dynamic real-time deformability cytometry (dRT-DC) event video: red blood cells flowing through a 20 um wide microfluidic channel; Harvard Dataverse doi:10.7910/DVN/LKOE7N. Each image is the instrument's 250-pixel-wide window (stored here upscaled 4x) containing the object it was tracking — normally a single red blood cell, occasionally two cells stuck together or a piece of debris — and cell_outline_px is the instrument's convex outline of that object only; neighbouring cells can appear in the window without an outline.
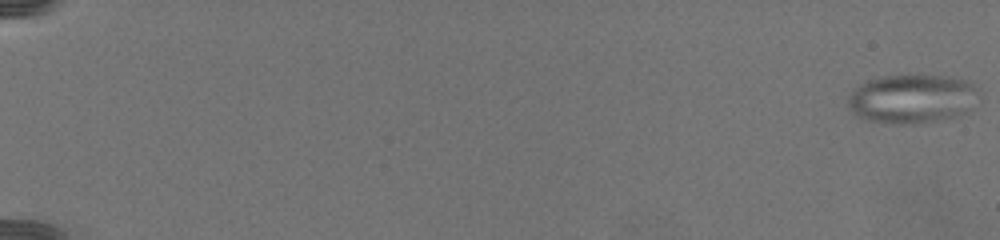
{"species": "common noctule bat (a hibernating species)", "species_latin": "Nyctalus noctula", "temperature_condition": "warm", "stored_images_in_passage": 79, "camera_frame_rate_fps": 3000, "um_per_image_px": 0.085, "animal": {"sex": "female", "body_mass_g": 19.5, "forearm_length_mm": 54.1}, "frame": {"image": 1, "passage_image": 1, "time_ms": 0.0, "image_size_px": [1000, 240], "cell_outline_px": [[980, 100], [972, 108], [960, 116], [920, 124], [884, 124], [864, 120], [856, 116], [848, 108], [848, 96], [860, 84], [868, 80], [884, 76], [948, 76], [968, 80], [980, 92]], "centroid_in_image_um": [77.57, 8.43], "position_along_channel_um": 7.4, "area_um2": 38.15}}
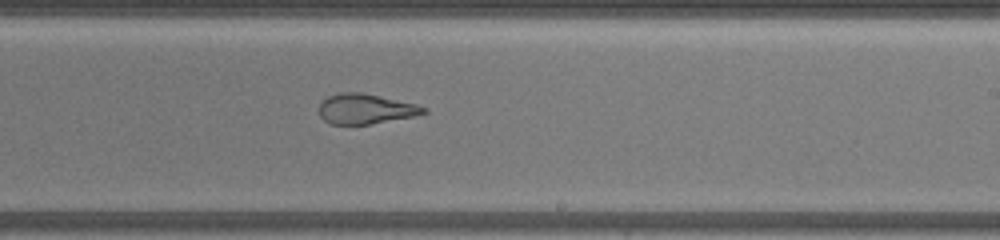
{"frame": {"image": 2, "passage_image": 52, "time_ms": 17.0, "image_size_px": [1000, 240], "cell_outline_px": [[428, 112], [412, 116], [368, 124], [332, 124], [324, 120], [320, 116], [320, 100], [328, 96], [340, 92], [360, 92], [416, 104], [428, 108]], "centroid_in_image_um": [31.04, 9.24], "position_along_channel_um": 258.0, "area_um2": 18.09}}
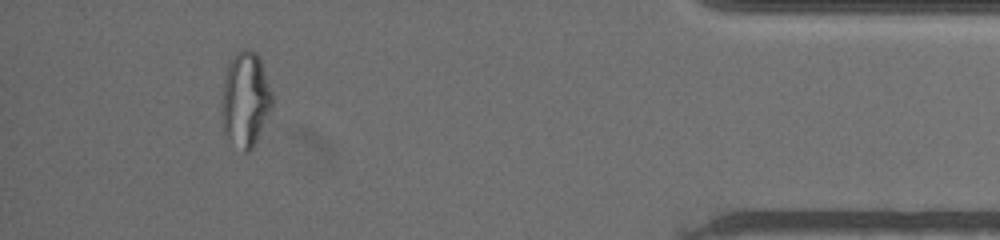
{"frame": {"image": 3, "passage_image": 74, "time_ms": 24.333, "image_size_px": [1000, 240], "cell_outline_px": [[272, 104], [256, 140], [252, 148], [248, 152], [244, 152], [224, 136], [220, 116], [220, 104], [224, 80], [228, 64], [236, 52], [244, 48], [252, 48], [260, 56], [272, 92]], "centroid_in_image_um": [20.82, 8.42], "position_along_channel_um": 414.4, "area_um2": 28.26}}